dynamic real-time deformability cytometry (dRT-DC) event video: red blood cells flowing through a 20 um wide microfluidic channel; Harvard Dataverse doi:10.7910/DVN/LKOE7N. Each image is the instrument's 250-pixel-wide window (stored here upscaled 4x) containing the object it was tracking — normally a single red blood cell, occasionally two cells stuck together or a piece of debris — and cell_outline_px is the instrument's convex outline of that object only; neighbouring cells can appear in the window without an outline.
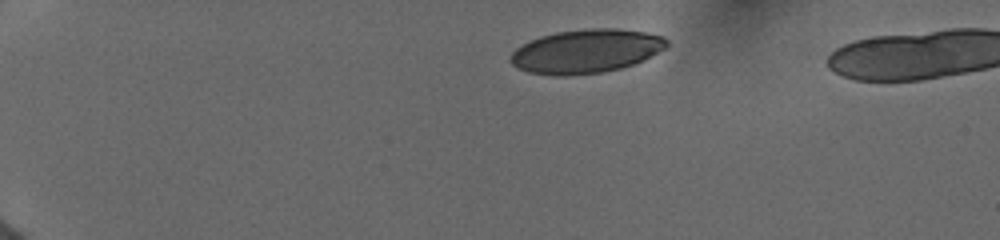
{"species": "human", "species_latin": "Homo sapiens", "temperature_condition": "cold", "stored_images_in_passage": 4, "segment_of_instrument_passage": [1, 2], "camera_frame_rate_fps": 3000, "um_per_image_px": 0.085, "donor": {"sex": "female"}, "frame": {"image": 1, "passage_image": 1, "time_ms": 0.0, "image_size_px": [1000, 240], "cell_outline_px": [[668, 44], [664, 48], [644, 60], [620, 68], [604, 72], [568, 76], [552, 76], [528, 72], [516, 68], [508, 60], [512, 52], [516, 48], [540, 36], [556, 32], [588, 28], [612, 28], [644, 32], [664, 36], [668, 40]], "centroid_in_image_um": [49.78, 4.36], "position_along_channel_um": 35.2, "area_um2": 39.94}}